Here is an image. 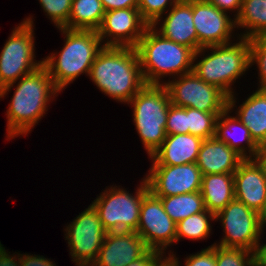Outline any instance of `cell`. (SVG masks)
Wrapping results in <instances>:
<instances>
[{"label": "cell", "mask_w": 266, "mask_h": 266, "mask_svg": "<svg viewBox=\"0 0 266 266\" xmlns=\"http://www.w3.org/2000/svg\"><path fill=\"white\" fill-rule=\"evenodd\" d=\"M200 192L206 210L216 214L235 199L234 173L202 175Z\"/></svg>", "instance_id": "cell-23"}, {"label": "cell", "mask_w": 266, "mask_h": 266, "mask_svg": "<svg viewBox=\"0 0 266 266\" xmlns=\"http://www.w3.org/2000/svg\"><path fill=\"white\" fill-rule=\"evenodd\" d=\"M255 159L261 165L264 174L266 175V149H259Z\"/></svg>", "instance_id": "cell-41"}, {"label": "cell", "mask_w": 266, "mask_h": 266, "mask_svg": "<svg viewBox=\"0 0 266 266\" xmlns=\"http://www.w3.org/2000/svg\"><path fill=\"white\" fill-rule=\"evenodd\" d=\"M19 81V82H18ZM0 89V100L14 87L6 110V140L28 136L47 114L49 102L61 93L54 85L44 65ZM16 85V86H15Z\"/></svg>", "instance_id": "cell-1"}, {"label": "cell", "mask_w": 266, "mask_h": 266, "mask_svg": "<svg viewBox=\"0 0 266 266\" xmlns=\"http://www.w3.org/2000/svg\"><path fill=\"white\" fill-rule=\"evenodd\" d=\"M105 12L101 0H73L64 28L97 31Z\"/></svg>", "instance_id": "cell-25"}, {"label": "cell", "mask_w": 266, "mask_h": 266, "mask_svg": "<svg viewBox=\"0 0 266 266\" xmlns=\"http://www.w3.org/2000/svg\"><path fill=\"white\" fill-rule=\"evenodd\" d=\"M105 11L138 8L139 0H101Z\"/></svg>", "instance_id": "cell-38"}, {"label": "cell", "mask_w": 266, "mask_h": 266, "mask_svg": "<svg viewBox=\"0 0 266 266\" xmlns=\"http://www.w3.org/2000/svg\"><path fill=\"white\" fill-rule=\"evenodd\" d=\"M217 266H255V252L216 244Z\"/></svg>", "instance_id": "cell-29"}, {"label": "cell", "mask_w": 266, "mask_h": 266, "mask_svg": "<svg viewBox=\"0 0 266 266\" xmlns=\"http://www.w3.org/2000/svg\"><path fill=\"white\" fill-rule=\"evenodd\" d=\"M207 1L224 12H227L229 14L233 13L231 15H233V18L235 19L239 15L242 6V0H207Z\"/></svg>", "instance_id": "cell-36"}, {"label": "cell", "mask_w": 266, "mask_h": 266, "mask_svg": "<svg viewBox=\"0 0 266 266\" xmlns=\"http://www.w3.org/2000/svg\"><path fill=\"white\" fill-rule=\"evenodd\" d=\"M266 230V224L262 230L260 240L257 246V249L255 251V266H266V243H263L262 236Z\"/></svg>", "instance_id": "cell-39"}, {"label": "cell", "mask_w": 266, "mask_h": 266, "mask_svg": "<svg viewBox=\"0 0 266 266\" xmlns=\"http://www.w3.org/2000/svg\"><path fill=\"white\" fill-rule=\"evenodd\" d=\"M45 13L56 28L64 27L70 17L73 0H38Z\"/></svg>", "instance_id": "cell-31"}, {"label": "cell", "mask_w": 266, "mask_h": 266, "mask_svg": "<svg viewBox=\"0 0 266 266\" xmlns=\"http://www.w3.org/2000/svg\"><path fill=\"white\" fill-rule=\"evenodd\" d=\"M176 224L165 212L161 200L149 191L141 203L136 231L147 247L160 254H167L166 250L176 243Z\"/></svg>", "instance_id": "cell-12"}, {"label": "cell", "mask_w": 266, "mask_h": 266, "mask_svg": "<svg viewBox=\"0 0 266 266\" xmlns=\"http://www.w3.org/2000/svg\"><path fill=\"white\" fill-rule=\"evenodd\" d=\"M170 97L164 85L145 84L126 104L132 107L133 123L142 145L150 157L167 134V113Z\"/></svg>", "instance_id": "cell-6"}, {"label": "cell", "mask_w": 266, "mask_h": 266, "mask_svg": "<svg viewBox=\"0 0 266 266\" xmlns=\"http://www.w3.org/2000/svg\"><path fill=\"white\" fill-rule=\"evenodd\" d=\"M259 149H266V142L263 144V146H260Z\"/></svg>", "instance_id": "cell-44"}, {"label": "cell", "mask_w": 266, "mask_h": 266, "mask_svg": "<svg viewBox=\"0 0 266 266\" xmlns=\"http://www.w3.org/2000/svg\"><path fill=\"white\" fill-rule=\"evenodd\" d=\"M227 107L216 122L215 137L234 149L244 159L255 158L259 146L252 139L249 129Z\"/></svg>", "instance_id": "cell-22"}, {"label": "cell", "mask_w": 266, "mask_h": 266, "mask_svg": "<svg viewBox=\"0 0 266 266\" xmlns=\"http://www.w3.org/2000/svg\"><path fill=\"white\" fill-rule=\"evenodd\" d=\"M64 37L58 52L41 58L55 87L62 92L80 75H89L90 68L104 45L97 31L57 28Z\"/></svg>", "instance_id": "cell-3"}, {"label": "cell", "mask_w": 266, "mask_h": 266, "mask_svg": "<svg viewBox=\"0 0 266 266\" xmlns=\"http://www.w3.org/2000/svg\"><path fill=\"white\" fill-rule=\"evenodd\" d=\"M221 114L222 112H204L187 108L189 133L203 140L215 137L216 122Z\"/></svg>", "instance_id": "cell-28"}, {"label": "cell", "mask_w": 266, "mask_h": 266, "mask_svg": "<svg viewBox=\"0 0 266 266\" xmlns=\"http://www.w3.org/2000/svg\"><path fill=\"white\" fill-rule=\"evenodd\" d=\"M237 96L235 93L228 97V108L249 129L254 142L263 146L266 142V88H257L241 104L237 103Z\"/></svg>", "instance_id": "cell-19"}, {"label": "cell", "mask_w": 266, "mask_h": 266, "mask_svg": "<svg viewBox=\"0 0 266 266\" xmlns=\"http://www.w3.org/2000/svg\"><path fill=\"white\" fill-rule=\"evenodd\" d=\"M150 249L137 232H107L92 266H127Z\"/></svg>", "instance_id": "cell-16"}, {"label": "cell", "mask_w": 266, "mask_h": 266, "mask_svg": "<svg viewBox=\"0 0 266 266\" xmlns=\"http://www.w3.org/2000/svg\"><path fill=\"white\" fill-rule=\"evenodd\" d=\"M231 17L233 16L207 0H193V22L198 36V50L236 41L239 36L238 32L235 33V18Z\"/></svg>", "instance_id": "cell-14"}, {"label": "cell", "mask_w": 266, "mask_h": 266, "mask_svg": "<svg viewBox=\"0 0 266 266\" xmlns=\"http://www.w3.org/2000/svg\"><path fill=\"white\" fill-rule=\"evenodd\" d=\"M164 15L151 26L164 38L197 52L198 36L193 22V0H179Z\"/></svg>", "instance_id": "cell-17"}, {"label": "cell", "mask_w": 266, "mask_h": 266, "mask_svg": "<svg viewBox=\"0 0 266 266\" xmlns=\"http://www.w3.org/2000/svg\"><path fill=\"white\" fill-rule=\"evenodd\" d=\"M150 25L138 8L106 11L97 34L104 46L136 47Z\"/></svg>", "instance_id": "cell-15"}, {"label": "cell", "mask_w": 266, "mask_h": 266, "mask_svg": "<svg viewBox=\"0 0 266 266\" xmlns=\"http://www.w3.org/2000/svg\"><path fill=\"white\" fill-rule=\"evenodd\" d=\"M4 245L0 242V248L3 250L6 260H7V266H57L55 261L51 260V258H46L44 256L36 255L26 252L23 254L14 252L11 254V252L7 251ZM12 255V256H11Z\"/></svg>", "instance_id": "cell-33"}, {"label": "cell", "mask_w": 266, "mask_h": 266, "mask_svg": "<svg viewBox=\"0 0 266 266\" xmlns=\"http://www.w3.org/2000/svg\"><path fill=\"white\" fill-rule=\"evenodd\" d=\"M158 198L161 200L165 212L175 223L190 215L206 211L200 191Z\"/></svg>", "instance_id": "cell-26"}, {"label": "cell", "mask_w": 266, "mask_h": 266, "mask_svg": "<svg viewBox=\"0 0 266 266\" xmlns=\"http://www.w3.org/2000/svg\"><path fill=\"white\" fill-rule=\"evenodd\" d=\"M0 266H7V260L1 248H0Z\"/></svg>", "instance_id": "cell-42"}, {"label": "cell", "mask_w": 266, "mask_h": 266, "mask_svg": "<svg viewBox=\"0 0 266 266\" xmlns=\"http://www.w3.org/2000/svg\"><path fill=\"white\" fill-rule=\"evenodd\" d=\"M144 178L156 197L176 196L201 190L202 174L196 163L151 165Z\"/></svg>", "instance_id": "cell-13"}, {"label": "cell", "mask_w": 266, "mask_h": 266, "mask_svg": "<svg viewBox=\"0 0 266 266\" xmlns=\"http://www.w3.org/2000/svg\"><path fill=\"white\" fill-rule=\"evenodd\" d=\"M179 0H139L142 18L151 26Z\"/></svg>", "instance_id": "cell-32"}, {"label": "cell", "mask_w": 266, "mask_h": 266, "mask_svg": "<svg viewBox=\"0 0 266 266\" xmlns=\"http://www.w3.org/2000/svg\"><path fill=\"white\" fill-rule=\"evenodd\" d=\"M244 158L216 137L204 139L196 164L202 175L234 173Z\"/></svg>", "instance_id": "cell-21"}, {"label": "cell", "mask_w": 266, "mask_h": 266, "mask_svg": "<svg viewBox=\"0 0 266 266\" xmlns=\"http://www.w3.org/2000/svg\"><path fill=\"white\" fill-rule=\"evenodd\" d=\"M249 69L250 43L245 37H237L234 43L202 47L194 53L193 72L228 97L235 94L236 80L246 75Z\"/></svg>", "instance_id": "cell-5"}, {"label": "cell", "mask_w": 266, "mask_h": 266, "mask_svg": "<svg viewBox=\"0 0 266 266\" xmlns=\"http://www.w3.org/2000/svg\"><path fill=\"white\" fill-rule=\"evenodd\" d=\"M239 37L252 38L266 33V0H242L239 15L235 19Z\"/></svg>", "instance_id": "cell-24"}, {"label": "cell", "mask_w": 266, "mask_h": 266, "mask_svg": "<svg viewBox=\"0 0 266 266\" xmlns=\"http://www.w3.org/2000/svg\"><path fill=\"white\" fill-rule=\"evenodd\" d=\"M235 199L262 212L266 200V175L255 158L243 159L234 172Z\"/></svg>", "instance_id": "cell-18"}, {"label": "cell", "mask_w": 266, "mask_h": 266, "mask_svg": "<svg viewBox=\"0 0 266 266\" xmlns=\"http://www.w3.org/2000/svg\"><path fill=\"white\" fill-rule=\"evenodd\" d=\"M203 139L192 134L167 135L162 145L148 157L151 165L196 163Z\"/></svg>", "instance_id": "cell-20"}, {"label": "cell", "mask_w": 266, "mask_h": 266, "mask_svg": "<svg viewBox=\"0 0 266 266\" xmlns=\"http://www.w3.org/2000/svg\"><path fill=\"white\" fill-rule=\"evenodd\" d=\"M215 214L208 210L190 215L176 224V244L181 239L202 241L210 238Z\"/></svg>", "instance_id": "cell-27"}, {"label": "cell", "mask_w": 266, "mask_h": 266, "mask_svg": "<svg viewBox=\"0 0 266 266\" xmlns=\"http://www.w3.org/2000/svg\"><path fill=\"white\" fill-rule=\"evenodd\" d=\"M29 15L16 25L0 52V89L43 65L35 55V19Z\"/></svg>", "instance_id": "cell-8"}, {"label": "cell", "mask_w": 266, "mask_h": 266, "mask_svg": "<svg viewBox=\"0 0 266 266\" xmlns=\"http://www.w3.org/2000/svg\"><path fill=\"white\" fill-rule=\"evenodd\" d=\"M167 254H159L149 266H181V261L173 250L167 251Z\"/></svg>", "instance_id": "cell-37"}, {"label": "cell", "mask_w": 266, "mask_h": 266, "mask_svg": "<svg viewBox=\"0 0 266 266\" xmlns=\"http://www.w3.org/2000/svg\"><path fill=\"white\" fill-rule=\"evenodd\" d=\"M136 192L127 191L116 184L105 187L92 205L98 211L99 219L107 232H136L139 223L141 203L149 192L146 179L143 177ZM130 192V193H129Z\"/></svg>", "instance_id": "cell-7"}, {"label": "cell", "mask_w": 266, "mask_h": 266, "mask_svg": "<svg viewBox=\"0 0 266 266\" xmlns=\"http://www.w3.org/2000/svg\"><path fill=\"white\" fill-rule=\"evenodd\" d=\"M184 266H217L216 244L213 243L197 253L186 255Z\"/></svg>", "instance_id": "cell-35"}, {"label": "cell", "mask_w": 266, "mask_h": 266, "mask_svg": "<svg viewBox=\"0 0 266 266\" xmlns=\"http://www.w3.org/2000/svg\"><path fill=\"white\" fill-rule=\"evenodd\" d=\"M155 250H149L144 256L131 262L127 266H149L150 263L159 255Z\"/></svg>", "instance_id": "cell-40"}, {"label": "cell", "mask_w": 266, "mask_h": 266, "mask_svg": "<svg viewBox=\"0 0 266 266\" xmlns=\"http://www.w3.org/2000/svg\"><path fill=\"white\" fill-rule=\"evenodd\" d=\"M135 48L145 84L164 85L167 77L169 81L170 78L193 71L195 52L185 45L164 38L152 26L146 29Z\"/></svg>", "instance_id": "cell-4"}, {"label": "cell", "mask_w": 266, "mask_h": 266, "mask_svg": "<svg viewBox=\"0 0 266 266\" xmlns=\"http://www.w3.org/2000/svg\"><path fill=\"white\" fill-rule=\"evenodd\" d=\"M165 131L167 135L189 134L187 108L170 104Z\"/></svg>", "instance_id": "cell-34"}, {"label": "cell", "mask_w": 266, "mask_h": 266, "mask_svg": "<svg viewBox=\"0 0 266 266\" xmlns=\"http://www.w3.org/2000/svg\"><path fill=\"white\" fill-rule=\"evenodd\" d=\"M215 221H220L223 237L214 244L256 251L265 226L258 212L234 199L215 214Z\"/></svg>", "instance_id": "cell-9"}, {"label": "cell", "mask_w": 266, "mask_h": 266, "mask_svg": "<svg viewBox=\"0 0 266 266\" xmlns=\"http://www.w3.org/2000/svg\"><path fill=\"white\" fill-rule=\"evenodd\" d=\"M262 221L266 224V200L262 212L260 213Z\"/></svg>", "instance_id": "cell-43"}, {"label": "cell", "mask_w": 266, "mask_h": 266, "mask_svg": "<svg viewBox=\"0 0 266 266\" xmlns=\"http://www.w3.org/2000/svg\"><path fill=\"white\" fill-rule=\"evenodd\" d=\"M166 87L173 105L204 112H223L228 96L218 87L208 84L193 71L167 81Z\"/></svg>", "instance_id": "cell-11"}, {"label": "cell", "mask_w": 266, "mask_h": 266, "mask_svg": "<svg viewBox=\"0 0 266 266\" xmlns=\"http://www.w3.org/2000/svg\"><path fill=\"white\" fill-rule=\"evenodd\" d=\"M88 78L105 96L122 104H127L145 85L135 47L104 46Z\"/></svg>", "instance_id": "cell-2"}, {"label": "cell", "mask_w": 266, "mask_h": 266, "mask_svg": "<svg viewBox=\"0 0 266 266\" xmlns=\"http://www.w3.org/2000/svg\"><path fill=\"white\" fill-rule=\"evenodd\" d=\"M63 231L71 261L76 266H92L107 233L95 207L90 203Z\"/></svg>", "instance_id": "cell-10"}, {"label": "cell", "mask_w": 266, "mask_h": 266, "mask_svg": "<svg viewBox=\"0 0 266 266\" xmlns=\"http://www.w3.org/2000/svg\"><path fill=\"white\" fill-rule=\"evenodd\" d=\"M249 43L250 68L255 64V66H257L255 68L258 72L257 88H266V33L250 38Z\"/></svg>", "instance_id": "cell-30"}]
</instances>
